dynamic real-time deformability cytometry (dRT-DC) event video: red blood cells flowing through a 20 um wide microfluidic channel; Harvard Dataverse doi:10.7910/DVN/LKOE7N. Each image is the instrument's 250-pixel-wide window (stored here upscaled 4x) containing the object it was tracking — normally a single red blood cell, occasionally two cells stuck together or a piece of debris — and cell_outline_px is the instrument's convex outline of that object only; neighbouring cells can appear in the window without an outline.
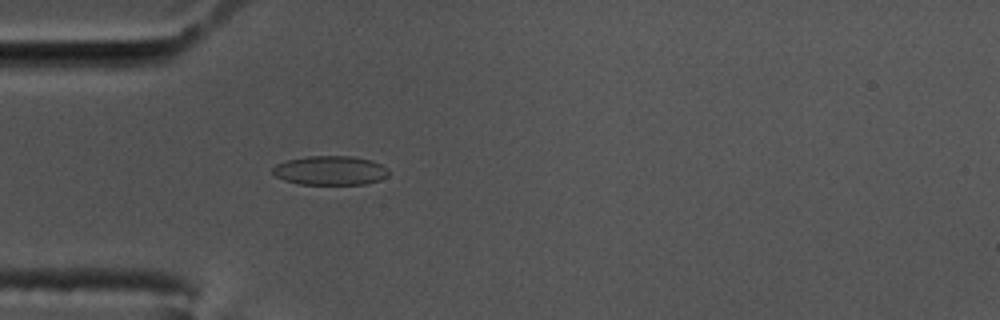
{"species": "common noctule bat (a hibernating species)", "species_latin": "Nyctalus noctula", "temperature_condition": "cold", "stored_images_in_passage": 48, "camera_frame_rate_fps": 3000, "um_per_image_px": 0.085, "animal": {"sex": "male", "body_mass_g": 17.5, "forearm_length_mm": 52.3}, "frame": {"image": 1, "passage_image": 7, "time_ms": 2.0, "image_size_px": [1000, 320], "cell_outline_px": [[388, 176], [380, 180], [368, 184], [300, 184], [284, 180], [276, 176], [272, 172], [272, 168], [276, 164], [288, 160], [308, 156], [352, 156], [372, 160], [388, 168]], "centroid_in_image_um": [28.09, 14.49], "position_along_channel_um": 56.9, "area_um2": 19.77}}
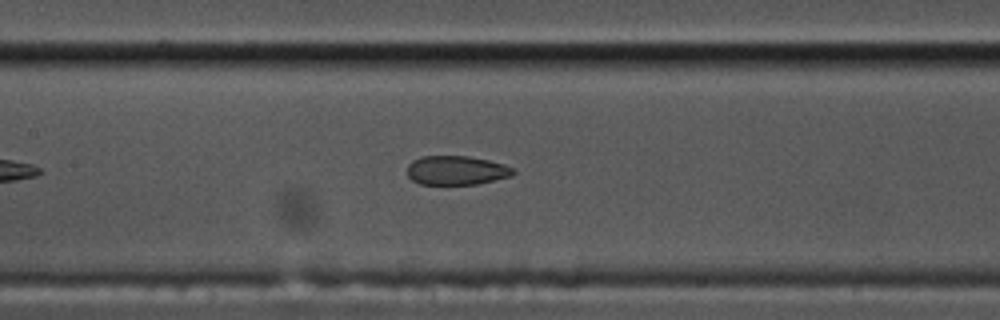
{"frame": {"image": 2, "passage_image": 17, "time_ms": 5.333, "image_size_px": [1000, 320], "cell_outline_px": [[516, 172], [512, 176], [476, 184], [420, 184], [412, 180], [408, 176], [408, 164], [412, 160], [420, 156], [468, 156], [488, 160], [504, 164], [516, 168]], "centroid_in_image_um": [38.81, 14.47], "position_along_channel_um": 168.6, "area_um2": 18.09}}
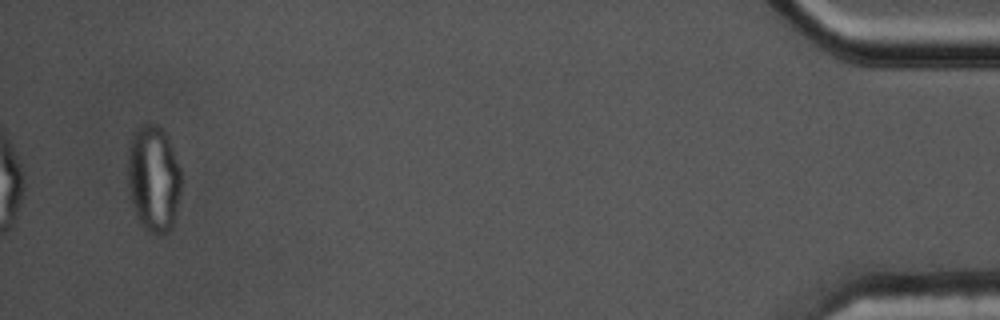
{"frame": {"image": 3, "passage_image": 46, "time_ms": 15.0, "image_size_px": [1000, 320], "cell_outline_px": [[180, 192], [172, 228], [168, 232], [160, 236], [148, 232], [140, 224], [132, 204], [128, 184], [128, 148], [132, 132], [144, 124], [156, 124], [164, 128], [168, 136], [180, 168]], "centroid_in_image_um": [13.04, 15.17], "position_along_channel_um": 422.2, "area_um2": 33.58}, "authors_computed_cell_mechanics": {"area_um2": 20.0855, "velocity_mm_per_s": 3.4638, "shape_relaxation_time_tau1_ms": null, "shape_relaxation_time_tau2_ms": 1.8561, "deformation_change_tau1": null, "deformation_change_tau2": 0.0717}}